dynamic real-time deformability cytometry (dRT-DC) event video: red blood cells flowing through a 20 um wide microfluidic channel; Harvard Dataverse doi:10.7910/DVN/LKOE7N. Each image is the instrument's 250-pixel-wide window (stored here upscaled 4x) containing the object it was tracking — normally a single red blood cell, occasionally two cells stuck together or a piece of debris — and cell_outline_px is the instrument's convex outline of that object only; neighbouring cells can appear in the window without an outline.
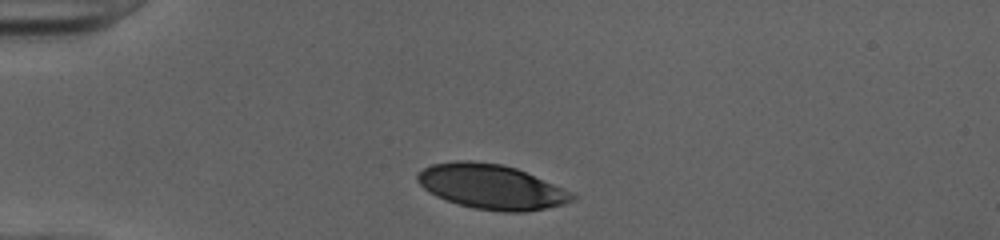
{"species": "human", "species_latin": "Homo sapiens", "temperature_condition": "cold", "stored_images_in_passage": 31, "camera_frame_rate_fps": 3000, "um_per_image_px": 0.085, "donor": {"sex": "female"}, "frame": {"image": 1, "passage_image": 1, "time_ms": 0.0, "image_size_px": [1000, 240], "cell_outline_px": [[576, 200], [564, 204], [524, 212], [504, 212], [472, 208], [436, 196], [428, 192], [416, 180], [416, 176], [424, 168], [432, 164], [456, 160], [472, 160], [500, 164], [516, 168], [572, 192], [576, 196]], "centroid_in_image_um": [41.76, 15.87], "position_along_channel_um": 43.2, "area_um2": 40.17}}
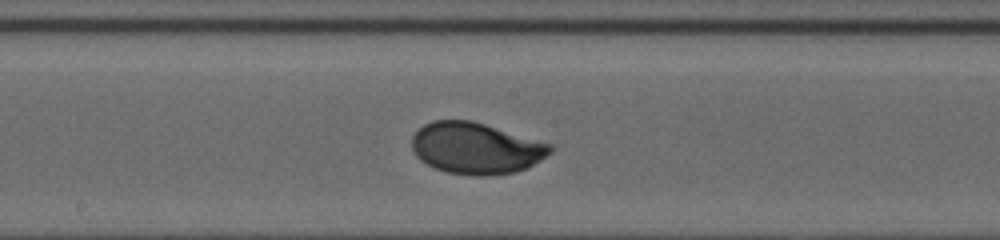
{"frame": {"image": 2, "passage_image": 16, "time_ms": 5.0, "image_size_px": [1000, 240], "cell_outline_px": [[556, 148], [552, 152], [528, 168], [516, 172], [484, 176], [476, 176], [448, 172], [436, 168], [420, 160], [412, 152], [412, 136], [424, 124], [432, 120], [472, 120], [552, 144]], "centroid_in_image_um": [40.47, 12.6], "position_along_channel_um": 207.7, "area_um2": 41.62}}
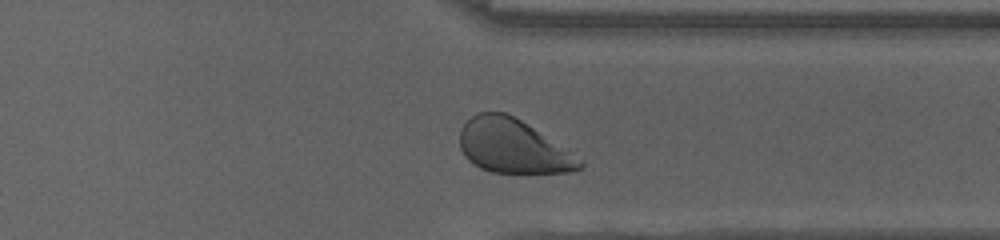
{"frame": {"image": 3, "passage_image": 28, "time_ms": 9.0, "image_size_px": [1000, 240], "cell_outline_px": [[584, 168], [572, 172], [492, 172], [480, 168], [468, 160], [464, 156], [460, 148], [460, 128], [476, 112], [504, 112], [520, 120], [532, 128], [584, 164]], "centroid_in_image_um": [43.49, 12.44], "position_along_channel_um": 367.9, "area_um2": 36.53}, "authors_computed_cell_mechanics": {"area_um2": 40.8646, "velocity_mm_per_s": 3.9947, "shape_relaxation_time_tau1_ms": 2.6727, "shape_relaxation_time_tau2_ms": null, "deformation_change_tau1": 0.141, "deformation_change_tau2": null}}